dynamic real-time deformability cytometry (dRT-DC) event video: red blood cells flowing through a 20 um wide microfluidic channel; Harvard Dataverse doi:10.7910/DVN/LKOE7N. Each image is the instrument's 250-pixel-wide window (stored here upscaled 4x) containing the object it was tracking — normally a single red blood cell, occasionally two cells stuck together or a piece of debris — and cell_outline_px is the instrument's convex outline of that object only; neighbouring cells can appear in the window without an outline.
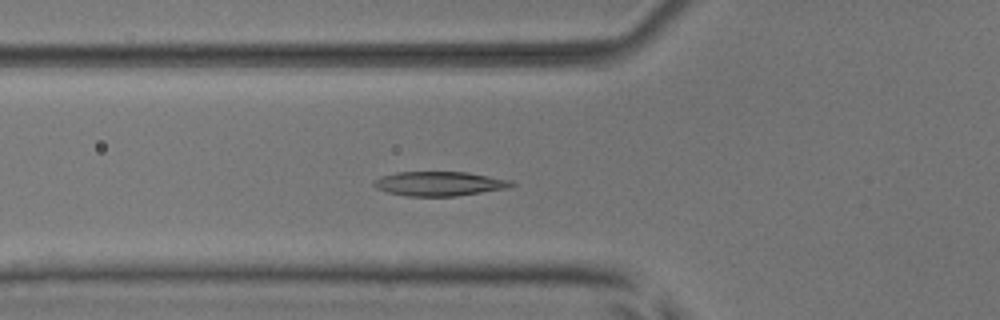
{"species": "common noctule bat (a hibernating species)", "species_latin": "Nyctalus noctula", "temperature_condition": "room temperature", "stored_images_in_passage": 41, "segment_of_instrument_passage": [1, 2], "camera_frame_rate_fps": 3000, "um_per_image_px": 0.085, "animal": {"sex": "male", "body_mass_g": 17.9, "forearm_length_mm": 54.2}, "frame": {"image": 1, "passage_image": 6, "time_ms": 1.667, "image_size_px": [1000, 320], "cell_outline_px": [[516, 184], [508, 188], [456, 196], [408, 196], [388, 192], [376, 188], [372, 184], [380, 176], [396, 172], [468, 172], [512, 180]], "centroid_in_image_um": [37.37, 15.61], "position_along_channel_um": 88.4, "area_um2": 19.54}}
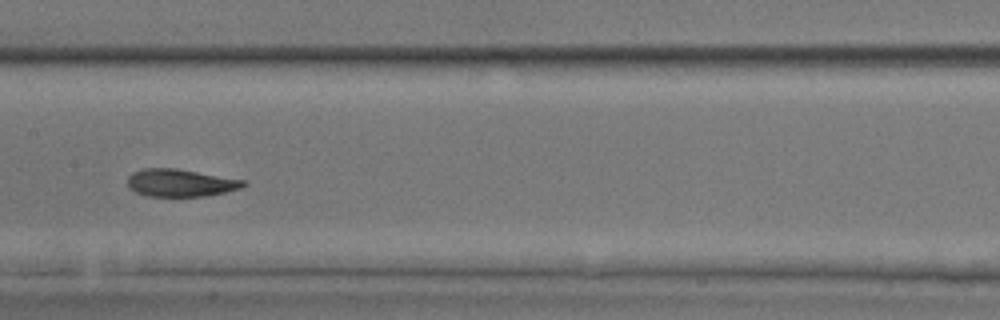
{"frame": {"image": 2, "passage_image": 14, "time_ms": 4.333, "image_size_px": [1000, 320], "cell_outline_px": [[248, 184], [240, 188], [224, 192], [204, 196], [144, 196], [128, 188], [128, 176], [132, 172], [144, 168], [176, 168], [248, 180]], "centroid_in_image_um": [15.35, 15.53], "position_along_channel_um": 192.1, "area_um2": 18.79}}
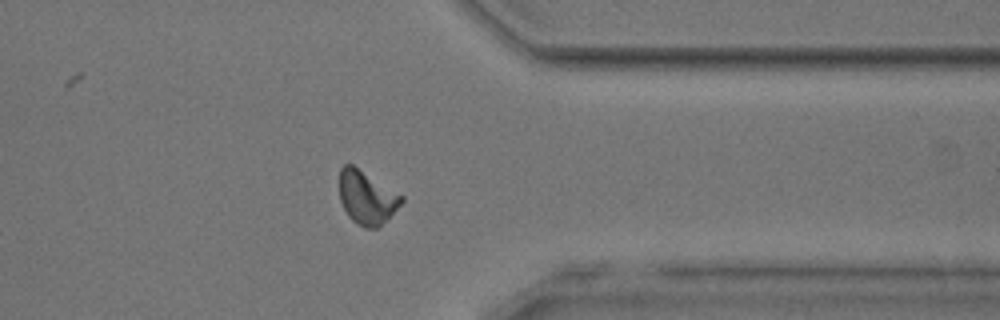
{"frame": {"image": 3, "passage_image": 29, "time_ms": 9.333, "image_size_px": [1000, 320], "cell_outline_px": [[404, 200], [376, 228], [364, 228], [356, 224], [348, 216], [340, 200], [340, 168], [344, 164], [352, 164], [404, 196]], "centroid_in_image_um": [31.14, 16.77], "position_along_channel_um": 380.3, "area_um2": 18.96}}